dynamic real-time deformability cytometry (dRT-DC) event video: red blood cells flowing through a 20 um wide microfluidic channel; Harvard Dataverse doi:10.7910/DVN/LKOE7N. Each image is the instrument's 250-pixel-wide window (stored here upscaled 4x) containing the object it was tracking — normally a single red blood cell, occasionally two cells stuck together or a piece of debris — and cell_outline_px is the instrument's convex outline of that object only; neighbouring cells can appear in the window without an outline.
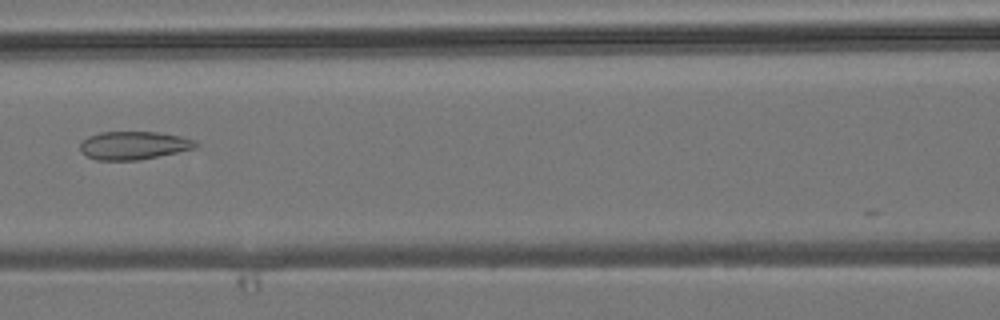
{"species": "common noctule bat (a hibernating species)", "species_latin": "Nyctalus noctula", "temperature_condition": "room temperature", "stored_images_in_passage": 7, "camera_frame_rate_fps": 3000, "um_per_image_px": 0.085, "animal": {"sex": "male", "body_mass_g": 19.2, "forearm_length_mm": 51.8}, "frame": {"image": 1, "passage_image": 6, "time_ms": 6.0, "image_size_px": [1000, 320], "cell_outline_px": [[200, 144], [192, 148], [176, 152], [136, 160], [96, 160], [80, 152], [80, 144], [88, 136], [100, 132], [156, 132], [180, 136], [196, 140]], "centroid_in_image_um": [11.33, 12.35], "position_along_channel_um": 155.3, "area_um2": 18.73}}
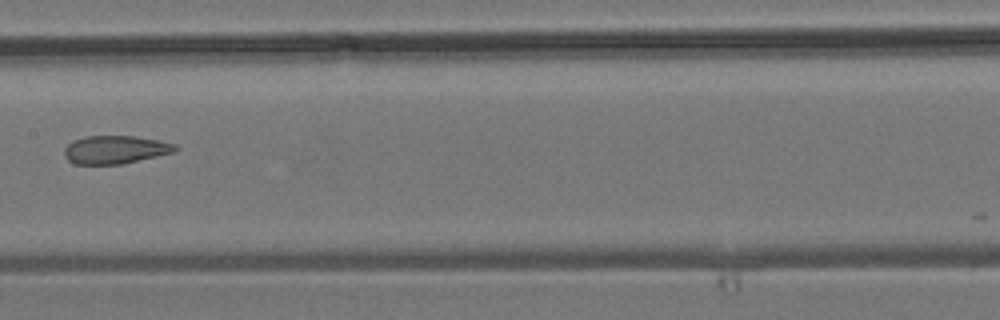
{"frame": {"image": 2, "passage_image": 7, "time_ms": 7.0, "image_size_px": [1000, 320], "cell_outline_px": [[180, 148], [176, 152], [120, 164], [76, 164], [68, 160], [64, 156], [64, 148], [72, 140], [84, 136], [136, 136], [160, 140], [176, 144]], "centroid_in_image_um": [9.82, 12.71], "position_along_channel_um": 197.6, "area_um2": 18.38}}